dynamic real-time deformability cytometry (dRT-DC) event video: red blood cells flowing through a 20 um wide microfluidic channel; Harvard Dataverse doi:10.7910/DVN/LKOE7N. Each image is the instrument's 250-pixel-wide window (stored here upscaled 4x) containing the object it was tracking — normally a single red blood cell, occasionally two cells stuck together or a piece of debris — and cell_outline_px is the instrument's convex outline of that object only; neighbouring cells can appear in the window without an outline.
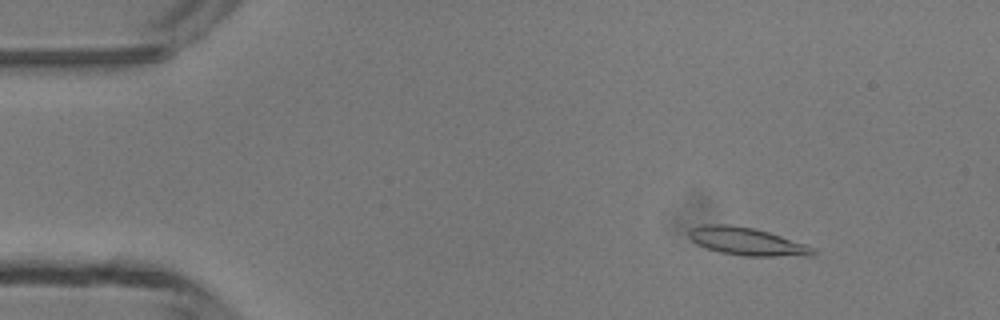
{"species": "common noctule bat (a hibernating species)", "species_latin": "Nyctalus noctula", "temperature_condition": "room temperature", "stored_images_in_passage": 4, "camera_frame_rate_fps": 3000, "um_per_image_px": 0.085, "animal": {"sex": "male", "body_mass_g": 13.3}, "frame": {"image": 1, "passage_image": 2, "time_ms": 1.333, "image_size_px": [1000, 320], "cell_outline_px": [[816, 256], [744, 256], [720, 252], [696, 244], [688, 236], [688, 232], [692, 228], [704, 224], [728, 224], [752, 228], [768, 232], [816, 248]], "centroid_in_image_um": [63.5, 20.53], "position_along_channel_um": 21.5, "area_um2": 20.0}}